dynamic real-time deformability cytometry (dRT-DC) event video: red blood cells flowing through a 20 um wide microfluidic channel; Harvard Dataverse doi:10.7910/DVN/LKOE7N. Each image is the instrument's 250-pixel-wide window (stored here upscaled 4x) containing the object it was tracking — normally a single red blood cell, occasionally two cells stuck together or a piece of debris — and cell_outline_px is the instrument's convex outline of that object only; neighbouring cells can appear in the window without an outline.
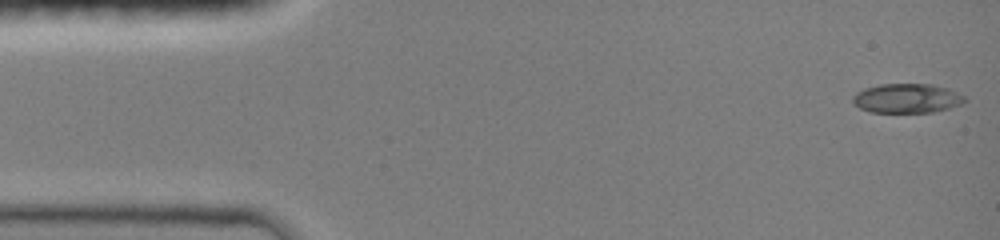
{"species": "common noctule bat (a hibernating species)", "species_latin": "Nyctalus noctula", "temperature_condition": "room temperature", "stored_images_in_passage": 36, "camera_frame_rate_fps": 3000, "um_per_image_px": 0.085, "animal": {"sex": "female", "body_mass_g": 19.0, "forearm_length_mm": 51.5}, "frame": {"image": 1, "passage_image": 1, "time_ms": 0.0, "image_size_px": [1000, 240], "cell_outline_px": [[968, 100], [964, 104], [932, 112], [868, 112], [860, 108], [852, 100], [852, 96], [856, 92], [864, 88], [880, 84], [928, 84], [948, 88], [964, 96]], "centroid_in_image_um": [77.09, 8.36], "position_along_channel_um": 7.9, "area_um2": 19.19}}
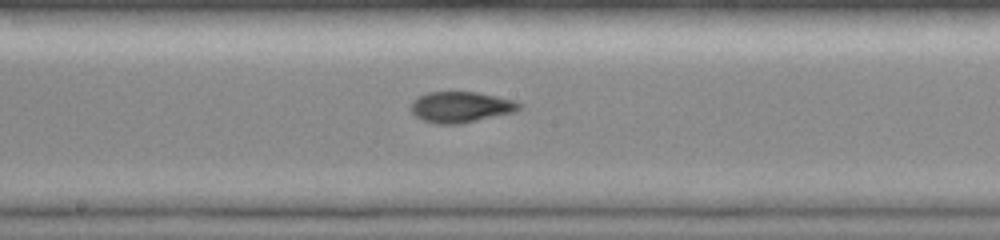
{"frame": {"image": 2, "passage_image": 20, "time_ms": 7.667, "image_size_px": [1000, 240], "cell_outline_px": [[520, 108], [516, 112], [460, 124], [436, 124], [424, 120], [416, 116], [408, 108], [412, 100], [428, 92], [476, 92], [496, 96], [512, 100], [520, 104]], "centroid_in_image_um": [39.13, 9.1], "position_along_channel_um": 209.1, "area_um2": 19.48}}
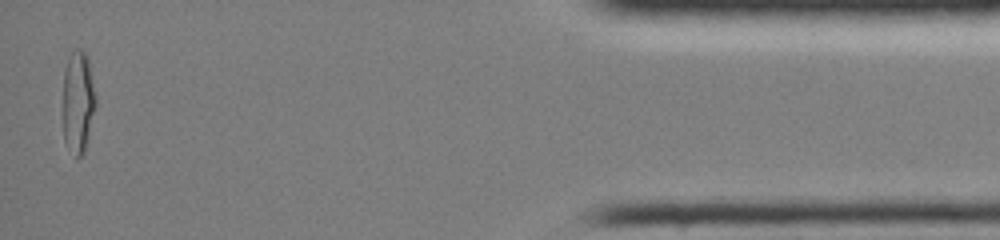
{"frame": {"image": 3, "passage_image": 36, "time_ms": 14.667, "image_size_px": [1000, 240], "cell_outline_px": [[96, 104], [84, 152], [80, 156], [76, 156], [64, 140], [64, 72], [68, 56], [76, 48], [80, 48], [88, 56], [96, 96]], "centroid_in_image_um": [6.65, 8.58], "position_along_channel_um": 428.5, "area_um2": 19.25}, "authors_computed_cell_mechanics": {"area_um2": 18.9873, "velocity_mm_per_s": 4.1305, "shape_relaxation_time_tau1_ms": null, "shape_relaxation_time_tau2_ms": 1.4252, "deformation_change_tau1": null, "deformation_change_tau2": 0.0606}}